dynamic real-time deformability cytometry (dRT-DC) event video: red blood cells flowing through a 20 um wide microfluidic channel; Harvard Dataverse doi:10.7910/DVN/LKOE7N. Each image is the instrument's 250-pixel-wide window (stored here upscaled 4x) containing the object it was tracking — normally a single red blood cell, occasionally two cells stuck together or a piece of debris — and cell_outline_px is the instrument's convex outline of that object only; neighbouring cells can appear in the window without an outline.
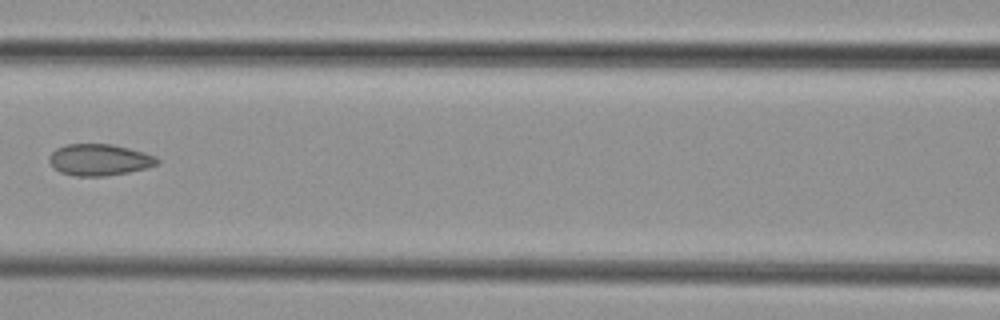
{"species": "common noctule bat (a hibernating species)", "species_latin": "Nyctalus noctula", "temperature_condition": "cold", "stored_images_in_passage": 7, "camera_frame_rate_fps": 3000, "um_per_image_px": 0.085, "animal": {"sex": "female", "body_mass_g": 29.2, "forearm_length_mm": 56.3}, "frame": {"image": 1, "passage_image": 6, "time_ms": 7.333, "image_size_px": [1000, 320], "cell_outline_px": [[160, 160], [156, 164], [148, 168], [128, 172], [104, 176], [76, 176], [60, 172], [52, 168], [48, 160], [48, 156], [56, 148], [64, 144], [112, 144], [144, 152], [156, 156]], "centroid_in_image_um": [8.41, 13.58], "position_along_channel_um": 158.2, "area_um2": 20.0}}
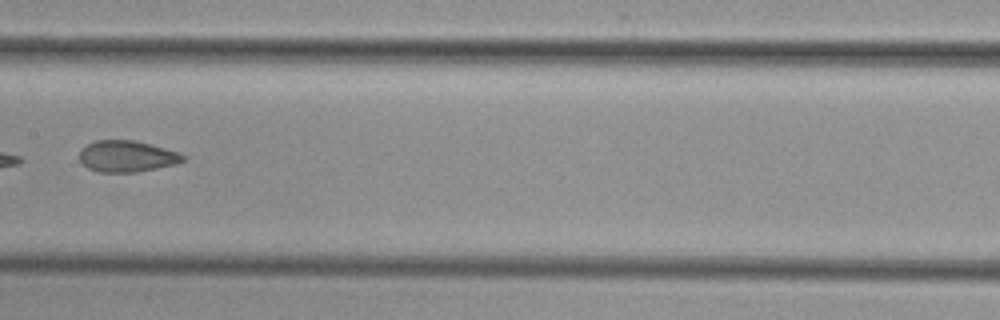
{"frame": {"image": 2, "passage_image": 7, "time_ms": 8.333, "image_size_px": [1000, 320], "cell_outline_px": [[184, 160], [176, 164], [136, 172], [100, 172], [88, 168], [80, 160], [80, 148], [96, 140], [132, 140], [164, 148], [176, 152], [184, 156]], "centroid_in_image_um": [10.74, 13.29], "position_along_channel_um": 196.7, "area_um2": 18.61}}